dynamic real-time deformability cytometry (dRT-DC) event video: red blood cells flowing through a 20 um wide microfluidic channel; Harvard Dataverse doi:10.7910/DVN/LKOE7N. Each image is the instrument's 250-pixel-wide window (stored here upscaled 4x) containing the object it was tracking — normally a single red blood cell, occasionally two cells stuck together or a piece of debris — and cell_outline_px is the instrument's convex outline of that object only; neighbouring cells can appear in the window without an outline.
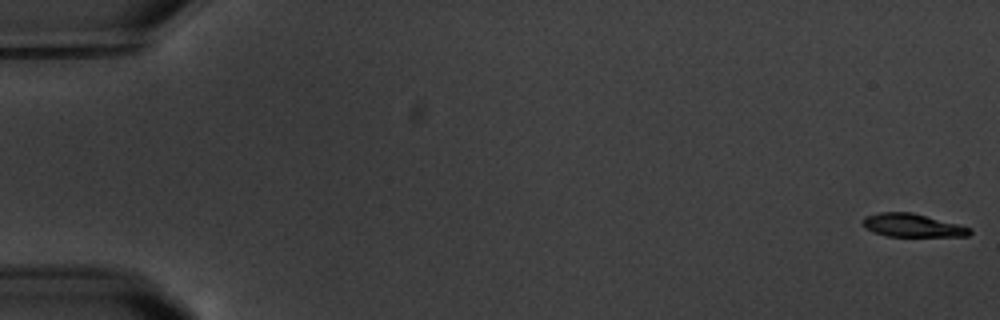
{"species": "common noctule bat (a hibernating species)", "species_latin": "Nyctalus noctula", "temperature_condition": "warm", "stored_images_in_passage": 5, "camera_frame_rate_fps": 3000, "um_per_image_px": 0.085, "animal": {"sex": "male", "body_mass_g": 20.1, "forearm_length_mm": 53.5}, "frame": {"image": 1, "passage_image": 1, "time_ms": 0.0, "image_size_px": [1000, 320], "cell_outline_px": [[972, 232], [968, 236], [888, 236], [872, 232], [864, 228], [860, 220], [864, 216], [880, 212], [912, 212], [960, 224], [972, 228]], "centroid_in_image_um": [77.53, 19.15], "position_along_channel_um": 7.5, "area_um2": 14.74}}